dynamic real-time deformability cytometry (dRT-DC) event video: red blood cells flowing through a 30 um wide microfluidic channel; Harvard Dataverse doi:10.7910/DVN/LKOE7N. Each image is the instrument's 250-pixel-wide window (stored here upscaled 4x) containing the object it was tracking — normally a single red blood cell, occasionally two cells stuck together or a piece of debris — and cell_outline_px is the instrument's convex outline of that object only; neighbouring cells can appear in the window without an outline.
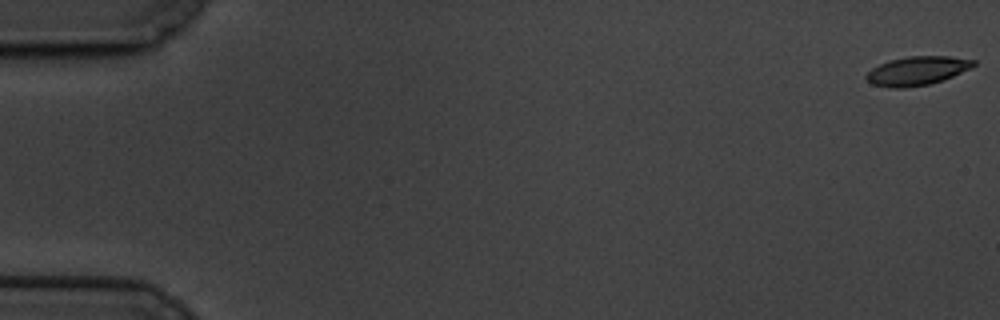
{"species": "common noctule bat (a hibernating species)", "species_latin": "Nyctalus noctula", "temperature_condition": "cold", "stored_images_in_passage": 20, "camera_frame_rate_fps": 3000, "um_per_image_px": 0.085, "animal": {"sex": "male", "body_mass_g": 19.5, "forearm_length_mm": 54.6}, "frame": {"image": 1, "passage_image": 1, "time_ms": 0.0, "image_size_px": [1000, 320], "cell_outline_px": [[976, 64], [944, 80], [928, 84], [904, 88], [888, 88], [872, 84], [864, 76], [872, 68], [880, 64], [892, 60], [908, 56], [948, 56], [976, 60]], "centroid_in_image_um": [77.93, 6.02], "position_along_channel_um": 7.1, "area_um2": 17.8}}
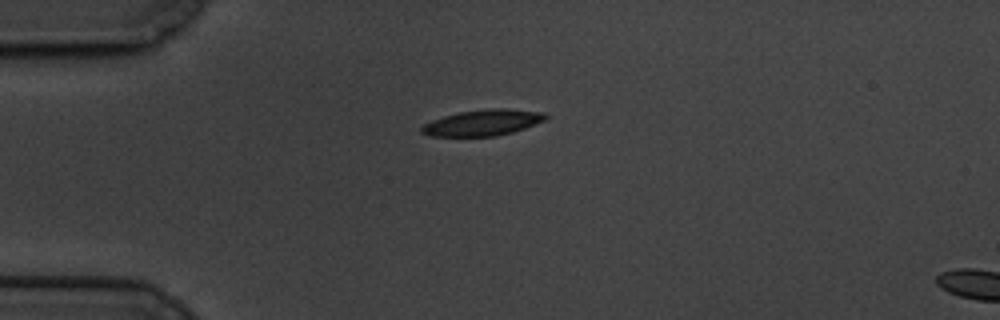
{"frame": {"image": 2, "passage_image": 16, "time_ms": 5.0, "image_size_px": [1000, 320], "cell_outline_px": [[548, 116], [544, 120], [536, 124], [512, 132], [496, 136], [428, 136], [420, 132], [420, 128], [424, 124], [432, 120], [444, 116], [460, 112], [488, 108], [508, 108], [544, 112]], "centroid_in_image_um": [41.04, 10.42], "position_along_channel_um": 44.0, "area_um2": 18.84}}